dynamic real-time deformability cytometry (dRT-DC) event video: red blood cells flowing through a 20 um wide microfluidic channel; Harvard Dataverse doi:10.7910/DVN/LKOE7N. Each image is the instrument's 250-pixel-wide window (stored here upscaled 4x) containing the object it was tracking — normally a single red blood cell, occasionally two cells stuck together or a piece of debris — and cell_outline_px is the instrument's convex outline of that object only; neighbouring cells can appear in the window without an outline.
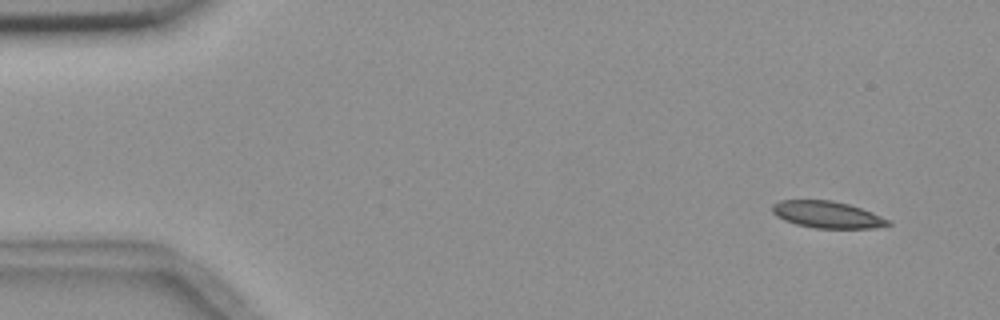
{"species": "common noctule bat (a hibernating species)", "species_latin": "Nyctalus noctula", "temperature_condition": "room temperature", "stored_images_in_passage": 5, "camera_frame_rate_fps": 3000, "um_per_image_px": 0.085, "animal": {"sex": "female", "body_mass_g": 18.4}, "frame": {"image": 1, "passage_image": 1, "time_ms": 0.0, "image_size_px": [1000, 320], "cell_outline_px": [[892, 224], [872, 228], [816, 228], [796, 224], [784, 220], [776, 216], [772, 212], [772, 204], [780, 200], [832, 200], [848, 204], [872, 212], [892, 220]], "centroid_in_image_um": [70.32, 18.24], "position_along_channel_um": 14.7, "area_um2": 18.15}}
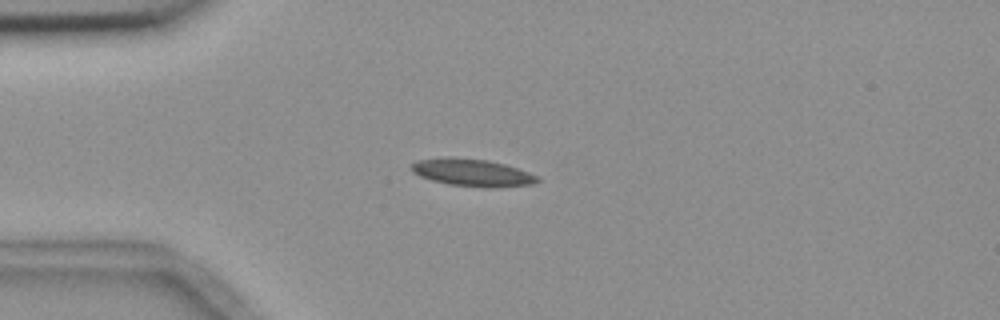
{"frame": {"image": 2, "passage_image": 4, "time_ms": 3.333, "image_size_px": [1000, 320], "cell_outline_px": [[540, 180], [532, 184], [500, 188], [484, 188], [448, 184], [432, 180], [420, 176], [412, 172], [412, 164], [416, 160], [448, 156], [452, 156], [488, 160], [504, 164], [528, 172], [536, 176]], "centroid_in_image_um": [40.12, 14.67], "position_along_channel_um": 44.9, "area_um2": 20.29}}